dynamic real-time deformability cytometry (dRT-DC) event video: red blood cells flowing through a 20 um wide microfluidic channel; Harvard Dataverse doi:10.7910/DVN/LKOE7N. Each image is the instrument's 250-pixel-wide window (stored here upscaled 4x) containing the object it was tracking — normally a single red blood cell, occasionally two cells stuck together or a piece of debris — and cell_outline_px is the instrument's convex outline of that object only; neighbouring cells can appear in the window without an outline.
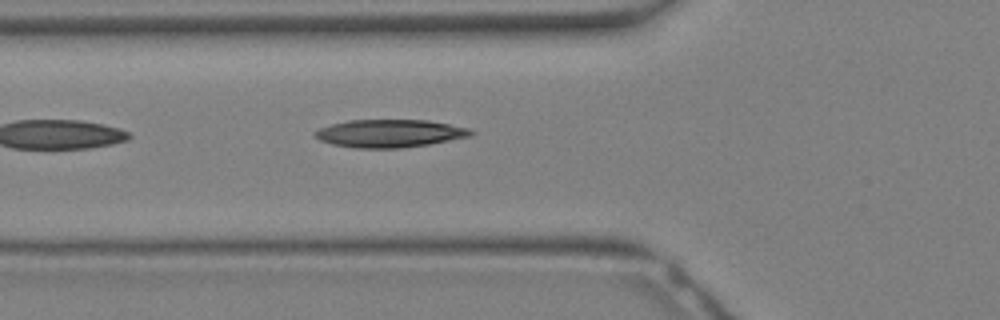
{"species": "Egyptian fruit bat (a non-hibernating species)", "species_latin": "Rousettus aegyptiacus", "temperature_condition": "warm", "stored_images_in_passage": 3, "camera_frame_rate_fps": 3000, "um_per_image_px": 0.085, "animal": {"sex": "female"}, "frame": {"image": 1, "passage_image": 3, "time_ms": 0.667, "image_size_px": [1000, 320], "cell_outline_px": [[476, 132], [472, 136], [428, 144], [400, 148], [352, 148], [332, 144], [320, 140], [312, 136], [312, 132], [320, 128], [332, 124], [348, 120], [428, 120], [468, 128]], "centroid_in_image_um": [33.09, 11.34], "position_along_channel_um": 92.7, "area_um2": 25.37}}